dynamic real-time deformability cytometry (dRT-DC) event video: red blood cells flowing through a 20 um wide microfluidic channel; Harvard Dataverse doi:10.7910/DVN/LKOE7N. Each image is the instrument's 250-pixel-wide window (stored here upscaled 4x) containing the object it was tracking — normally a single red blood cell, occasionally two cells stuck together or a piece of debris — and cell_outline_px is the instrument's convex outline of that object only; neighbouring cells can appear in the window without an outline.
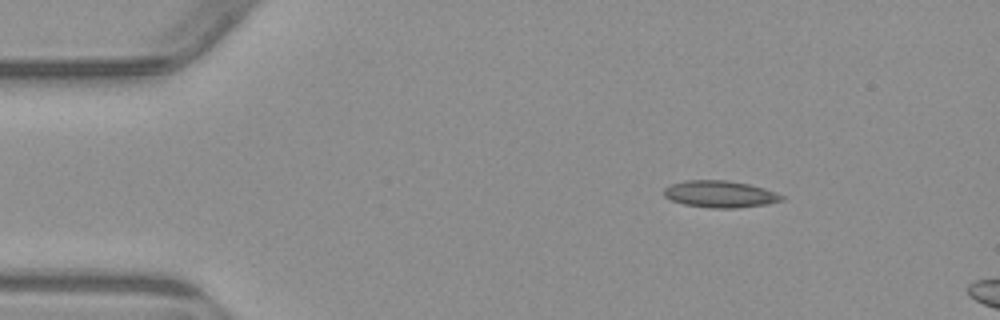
{"species": "common noctule bat (a hibernating species)", "species_latin": "Nyctalus noctula", "temperature_condition": "warm", "stored_images_in_passage": 2, "camera_frame_rate_fps": 3000, "um_per_image_px": 0.085, "animal": {"sex": "male", "body_mass_g": 23.1, "forearm_length_mm": 52.7}, "frame": {"image": 1, "passage_image": 1, "time_ms": 0.0, "image_size_px": [1000, 320], "cell_outline_px": [[784, 200], [768, 204], [736, 208], [708, 208], [684, 204], [672, 200], [664, 196], [664, 188], [672, 184], [688, 180], [724, 180], [748, 184], [764, 188], [776, 192], [784, 196]], "centroid_in_image_um": [61.23, 16.51], "position_along_channel_um": 23.8, "area_um2": 18.38}}